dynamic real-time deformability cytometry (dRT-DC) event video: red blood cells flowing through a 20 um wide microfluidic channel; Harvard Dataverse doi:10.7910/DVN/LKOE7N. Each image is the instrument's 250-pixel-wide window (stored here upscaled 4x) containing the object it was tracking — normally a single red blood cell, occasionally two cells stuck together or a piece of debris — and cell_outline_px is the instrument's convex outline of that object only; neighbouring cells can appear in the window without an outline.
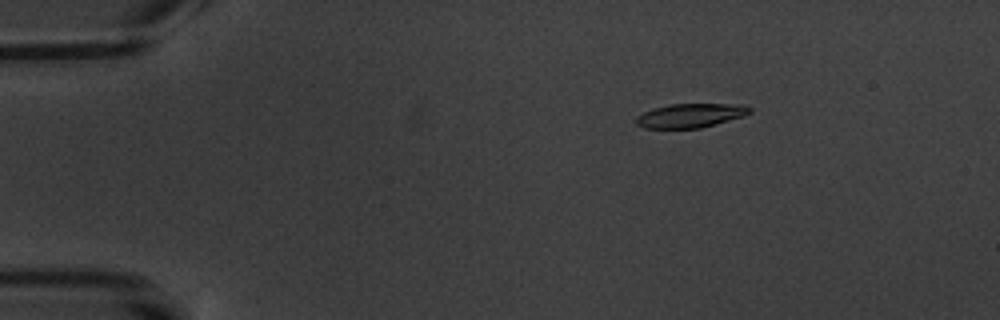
{"species": "common noctule bat (a hibernating species)", "species_latin": "Nyctalus noctula", "temperature_condition": "warm", "stored_images_in_passage": 9, "camera_frame_rate_fps": 3000, "um_per_image_px": 0.085, "animal": {"sex": "male", "body_mass_g": 20.1, "forearm_length_mm": 53.5}, "frame": {"image": 1, "passage_image": 3, "time_ms": 3.0, "image_size_px": [1000, 320], "cell_outline_px": [[752, 112], [744, 116], [700, 128], [644, 128], [636, 124], [636, 116], [652, 108], [668, 104], [748, 104], [752, 108]], "centroid_in_image_um": [58.71, 9.81], "position_along_channel_um": 26.3, "area_um2": 16.07}}
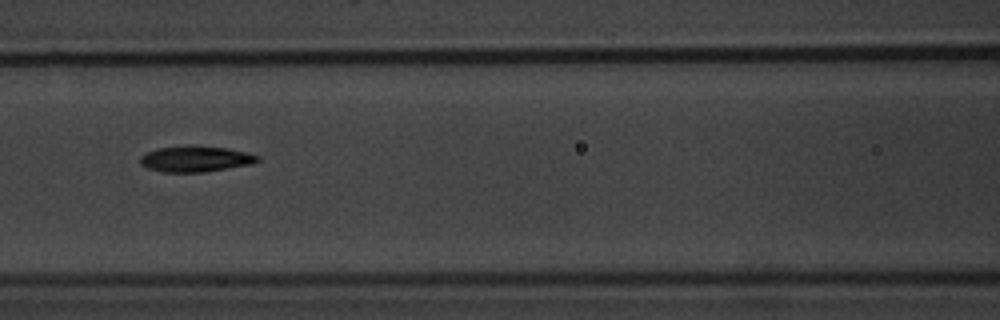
{"frame": {"image": 2, "passage_image": 7, "time_ms": 8.667, "image_size_px": [1000, 320], "cell_outline_px": [[260, 160], [252, 164], [204, 172], [164, 172], [148, 168], [140, 164], [140, 156], [156, 148], [188, 144], [228, 148], [248, 152], [260, 156]], "centroid_in_image_um": [16.64, 13.49], "position_along_channel_um": 150.0, "area_um2": 18.03}}